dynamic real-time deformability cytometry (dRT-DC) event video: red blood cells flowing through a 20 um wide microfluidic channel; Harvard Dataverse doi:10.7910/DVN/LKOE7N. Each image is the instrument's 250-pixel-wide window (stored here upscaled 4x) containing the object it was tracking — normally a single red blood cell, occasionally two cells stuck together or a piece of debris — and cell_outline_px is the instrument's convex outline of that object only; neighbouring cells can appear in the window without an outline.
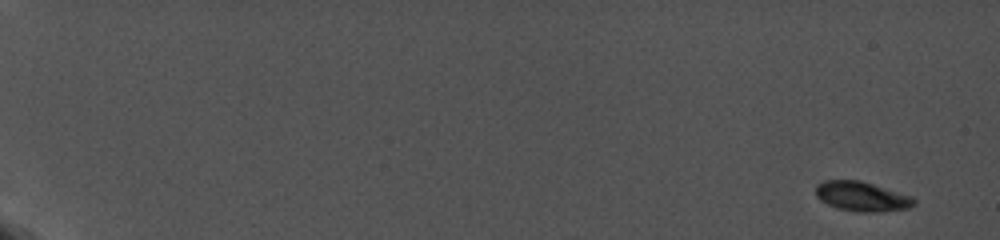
{"species": "common noctule bat (a hibernating species)", "species_latin": "Nyctalus noctula", "temperature_condition": "cold", "stored_images_in_passage": 8, "camera_frame_rate_fps": 5000, "um_per_image_px": 0.085, "animal": {"sex": "female", "body_mass_g": 19.0, "forearm_length_mm": 56.7}, "frame": {"image": 1, "passage_image": 1, "time_ms": 0.0, "image_size_px": [1000, 240], "cell_outline_px": [[916, 204], [908, 208], [880, 212], [856, 212], [836, 208], [820, 200], [816, 196], [816, 184], [824, 180], [860, 180], [912, 196], [916, 200]], "centroid_in_image_um": [73.25, 16.7], "position_along_channel_um": 11.7, "area_um2": 17.11}}
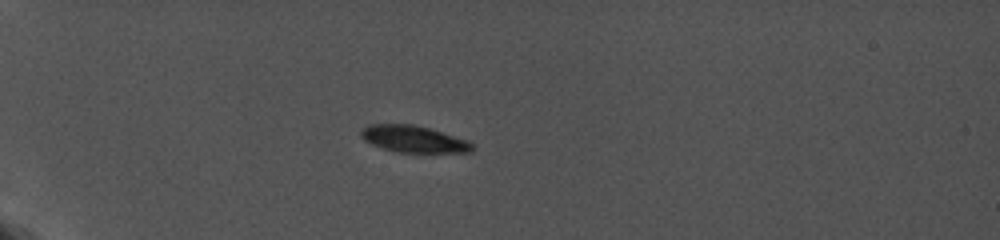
{"frame": {"image": 2, "passage_image": 6, "time_ms": 5.8, "image_size_px": [1000, 240], "cell_outline_px": [[476, 148], [472, 152], [396, 152], [372, 144], [364, 140], [360, 136], [360, 128], [368, 124], [412, 124], [428, 128], [468, 140]], "centroid_in_image_um": [35.13, 11.81], "position_along_channel_um": 49.9, "area_um2": 17.34}}